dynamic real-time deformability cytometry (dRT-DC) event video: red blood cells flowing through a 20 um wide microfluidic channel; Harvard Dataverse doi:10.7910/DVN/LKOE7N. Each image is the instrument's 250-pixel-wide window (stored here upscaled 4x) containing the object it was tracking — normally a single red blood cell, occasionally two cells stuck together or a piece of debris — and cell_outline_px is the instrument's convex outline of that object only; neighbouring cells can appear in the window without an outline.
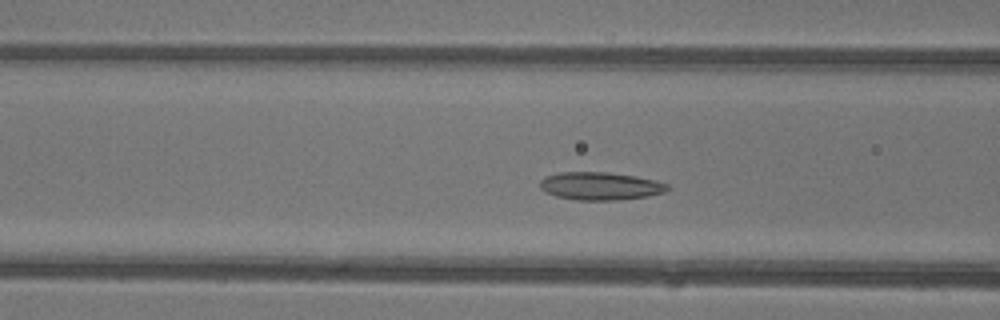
{"species": "common noctule bat (a hibernating species)", "species_latin": "Nyctalus noctula", "temperature_condition": "warm", "stored_images_in_passage": 41, "camera_frame_rate_fps": 3000, "um_per_image_px": 0.085, "animal": {"sex": "female"}, "frame": {"image": 1, "passage_image": 13, "time_ms": 4.0, "image_size_px": [1000, 320], "cell_outline_px": [[672, 188], [664, 192], [648, 196], [616, 200], [576, 200], [556, 196], [544, 192], [540, 188], [540, 180], [544, 176], [560, 172], [608, 172], [636, 176], [656, 180], [668, 184]], "centroid_in_image_um": [51.02, 15.81], "position_along_channel_um": 115.6, "area_um2": 20.92}}
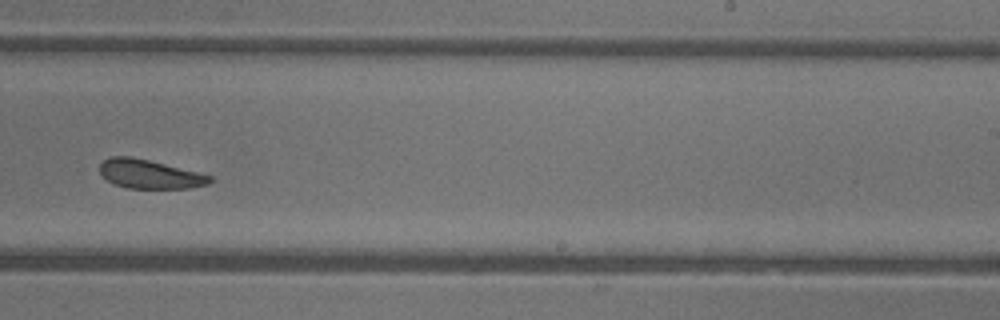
{"frame": {"image": 2, "passage_image": 24, "time_ms": 7.667, "image_size_px": [1000, 320], "cell_outline_px": [[212, 180], [208, 184], [188, 188], [128, 188], [116, 184], [108, 180], [100, 172], [100, 164], [104, 160], [112, 156], [132, 156], [212, 176]], "centroid_in_image_um": [12.7, 14.8], "position_along_channel_um": 276.3, "area_um2": 18.15}}
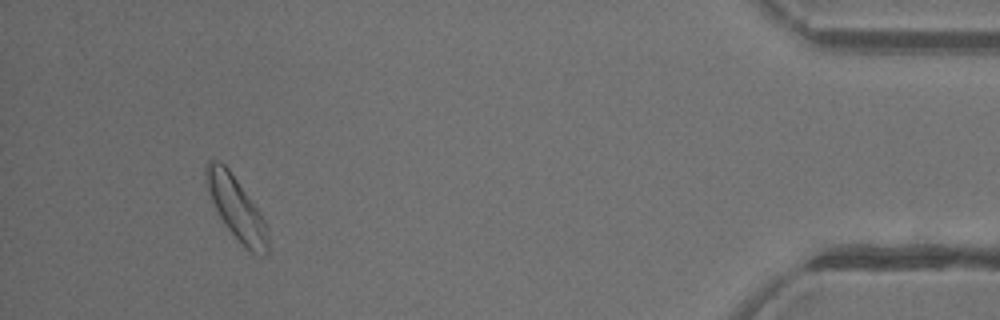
{"frame": {"image": 3, "passage_image": 38, "time_ms": 12.333, "image_size_px": [1000, 320], "cell_outline_px": [[268, 256], [260, 256], [252, 252], [224, 224], [208, 192], [204, 172], [204, 168], [208, 160], [220, 160], [228, 168], [256, 208], [264, 220], [268, 228]], "centroid_in_image_um": [20.08, 17.67], "position_along_channel_um": 415.1, "area_um2": 21.96}, "authors_computed_cell_mechanics": {"area_um2": 20.6924, "velocity_mm_per_s": 4.393, "shape_relaxation_time_tau1_ms": 4.0504, "shape_relaxation_time_tau2_ms": 3.2903, "deformation_change_tau1": 0.1231, "deformation_change_tau2": 0.1006}}